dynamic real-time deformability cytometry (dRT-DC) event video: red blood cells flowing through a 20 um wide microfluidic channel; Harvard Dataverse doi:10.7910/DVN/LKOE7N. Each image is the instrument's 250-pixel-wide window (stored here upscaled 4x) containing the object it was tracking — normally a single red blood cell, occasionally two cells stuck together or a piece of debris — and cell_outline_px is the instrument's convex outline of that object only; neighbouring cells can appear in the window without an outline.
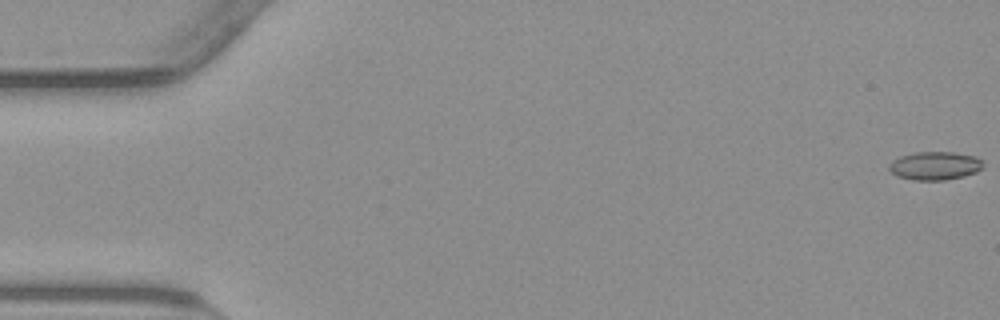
{"species": "common noctule bat (a hibernating species)", "species_latin": "Nyctalus noctula", "temperature_condition": "warm", "stored_images_in_passage": 50, "camera_frame_rate_fps": 3000, "um_per_image_px": 0.085, "animal": {"sex": "male", "body_mass_g": 23.1, "forearm_length_mm": 52.7}, "frame": {"image": 1, "passage_image": 1, "time_ms": 0.0, "image_size_px": [1000, 320], "cell_outline_px": [[984, 168], [976, 172], [964, 176], [944, 180], [912, 180], [900, 176], [892, 172], [888, 168], [888, 164], [892, 160], [900, 156], [912, 152], [952, 152], [976, 156], [984, 160]], "centroid_in_image_um": [79.5, 14.08], "position_along_channel_um": 5.5, "area_um2": 15.72}}
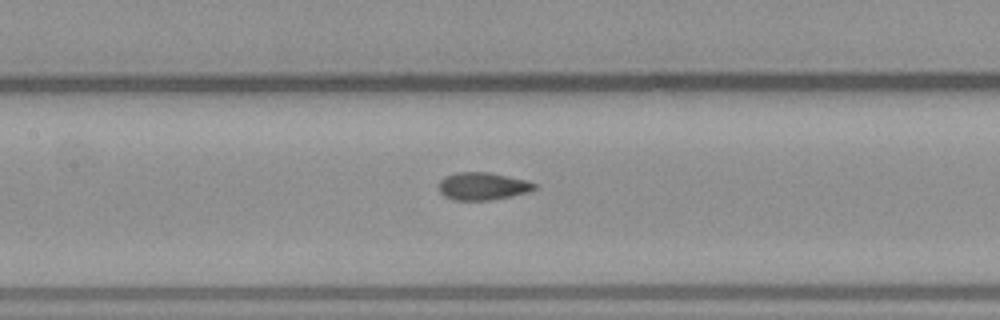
{"frame": {"image": 2, "passage_image": 26, "time_ms": 8.333, "image_size_px": [1000, 320], "cell_outline_px": [[540, 188], [528, 192], [512, 196], [488, 200], [452, 200], [444, 196], [440, 192], [440, 180], [444, 176], [456, 172], [488, 172], [528, 180], [536, 184]], "centroid_in_image_um": [41.06, 15.82], "position_along_channel_um": 166.3, "area_um2": 15.55}}
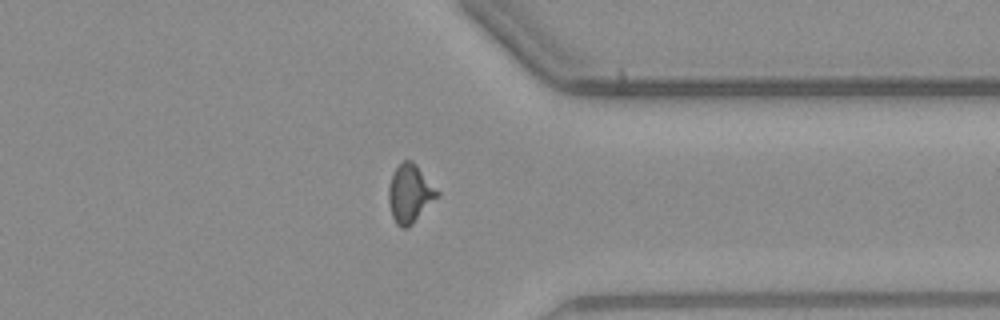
{"frame": {"image": 3, "passage_image": 43, "time_ms": 14.0, "image_size_px": [1000, 320], "cell_outline_px": [[440, 196], [408, 228], [400, 228], [396, 224], [392, 216], [388, 200], [388, 188], [392, 172], [404, 160], [412, 160], [416, 164], [440, 192]], "centroid_in_image_um": [34.85, 16.46], "position_along_channel_um": 376.6, "area_um2": 16.7}}